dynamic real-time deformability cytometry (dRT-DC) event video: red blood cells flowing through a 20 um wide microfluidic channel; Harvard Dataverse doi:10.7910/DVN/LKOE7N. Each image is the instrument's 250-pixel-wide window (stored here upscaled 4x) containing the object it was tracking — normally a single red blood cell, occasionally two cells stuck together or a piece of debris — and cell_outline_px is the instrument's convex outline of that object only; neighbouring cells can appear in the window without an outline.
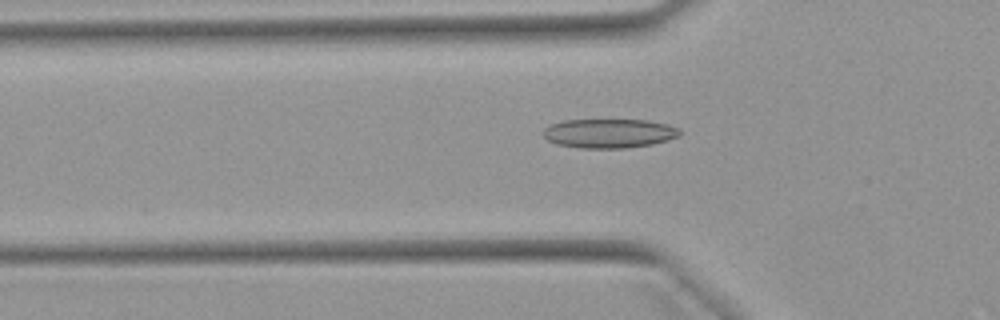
{"species": "Egyptian fruit bat (a non-hibernating species)", "species_latin": "Rousettus aegyptiacus", "temperature_condition": "warm", "stored_images_in_passage": 26, "camera_frame_rate_fps": 3000, "um_per_image_px": 0.085, "animal": {"sex": "female"}, "frame": {"image": 1, "passage_image": 17, "time_ms": 5.333, "image_size_px": [1000, 320], "cell_outline_px": [[680, 136], [668, 140], [652, 144], [628, 148], [580, 148], [556, 144], [548, 140], [544, 136], [544, 128], [552, 124], [564, 120], [648, 120], [668, 124], [680, 128]], "centroid_in_image_um": [51.81, 11.33], "position_along_channel_um": 74.0, "area_um2": 23.29}}
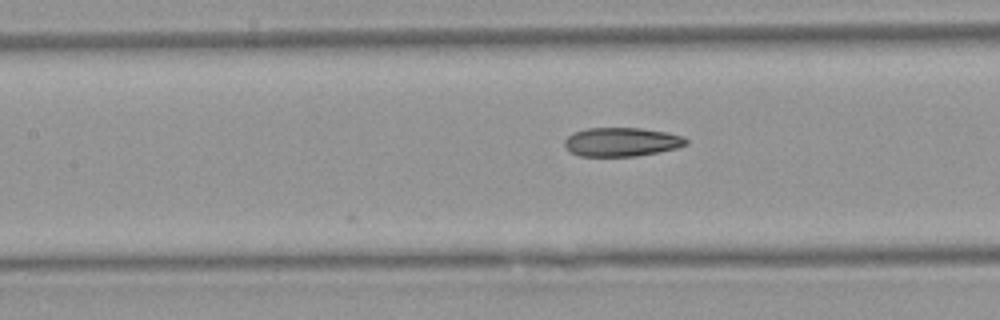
{"frame": {"image": 2, "passage_image": 23, "time_ms": 7.333, "image_size_px": [1000, 320], "cell_outline_px": [[688, 144], [676, 148], [660, 152], [636, 156], [580, 156], [568, 152], [564, 144], [564, 140], [572, 132], [588, 128], [640, 128], [664, 132], [680, 136], [688, 140]], "centroid_in_image_um": [52.78, 12.07], "position_along_channel_um": 154.6, "area_um2": 20.46}}
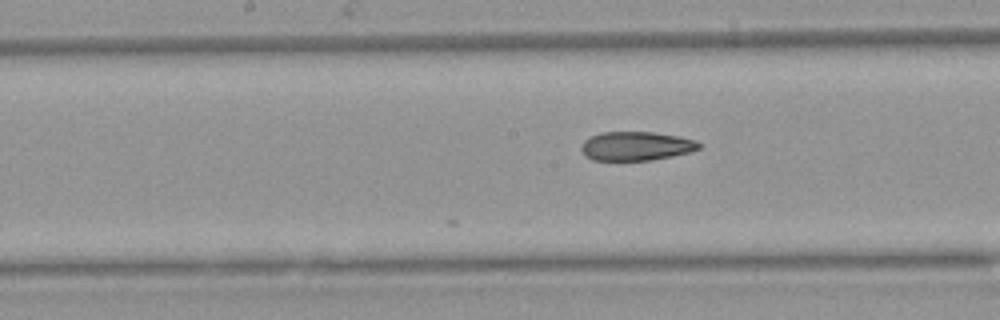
{"frame": {"image": 3, "passage_image": 26, "time_ms": 8.333, "image_size_px": [1000, 320], "cell_outline_px": [[700, 148], [692, 152], [652, 160], [592, 160], [584, 156], [580, 148], [584, 140], [600, 132], [652, 132], [680, 136], [696, 140], [700, 144]], "centroid_in_image_um": [54.07, 12.42], "position_along_channel_um": 194.1, "area_um2": 20.0}}